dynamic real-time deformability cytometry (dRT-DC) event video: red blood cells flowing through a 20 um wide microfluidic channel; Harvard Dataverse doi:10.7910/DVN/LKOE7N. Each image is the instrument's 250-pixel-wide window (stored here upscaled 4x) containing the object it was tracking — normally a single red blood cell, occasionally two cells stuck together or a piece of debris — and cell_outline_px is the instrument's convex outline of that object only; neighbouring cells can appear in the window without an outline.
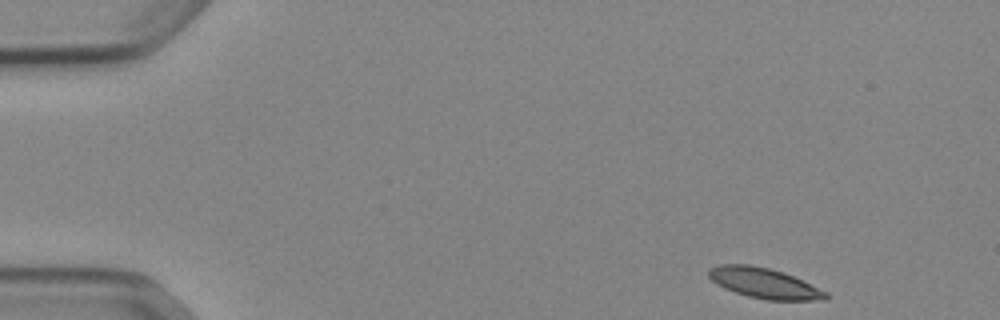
{"species": "Egyptian fruit bat (a non-hibernating species)", "species_latin": "Rousettus aegyptiacus", "temperature_condition": "cold", "stored_images_in_passage": 48, "camera_frame_rate_fps": 3000, "um_per_image_px": 0.085, "animal": {"sex": "female"}, "frame": {"image": 1, "passage_image": 1, "time_ms": 0.0, "image_size_px": [1000, 320], "cell_outline_px": [[832, 296], [828, 300], [768, 300], [748, 296], [724, 288], [716, 284], [708, 276], [708, 268], [720, 264], [748, 264], [768, 268], [784, 272], [828, 292]], "centroid_in_image_um": [64.98, 24.07], "position_along_channel_um": 20.0, "area_um2": 20.81}}
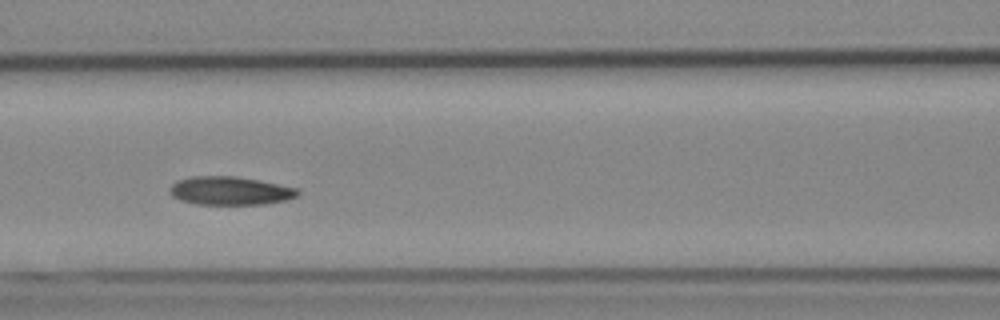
{"frame": {"image": 2, "passage_image": 19, "time_ms": 6.0, "image_size_px": [1000, 320], "cell_outline_px": [[300, 192], [296, 196], [288, 200], [264, 204], [196, 204], [180, 200], [172, 196], [168, 192], [168, 188], [176, 180], [188, 176], [236, 176], [296, 188]], "centroid_in_image_um": [19.48, 16.21], "position_along_channel_um": 147.1, "area_um2": 21.21}}
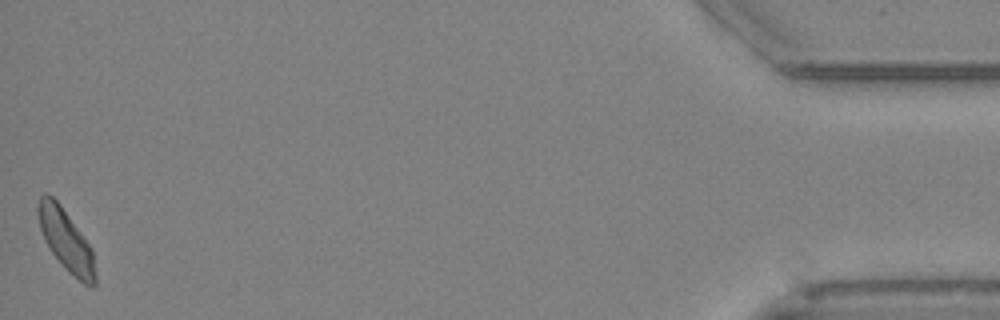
{"frame": {"image": 3, "passage_image": 48, "time_ms": 15.667, "image_size_px": [1000, 320], "cell_outline_px": [[96, 284], [92, 288], [84, 284], [68, 272], [60, 264], [44, 240], [40, 228], [36, 212], [36, 204], [40, 196], [44, 192], [48, 192], [60, 204], [92, 248], [96, 276]], "centroid_in_image_um": [5.59, 20.41], "position_along_channel_um": 429.6, "area_um2": 20.75}, "authors_computed_cell_mechanics": {"area_um2": 21.1548, "velocity_mm_per_s": 3.8353, "shape_relaxation_time_tau1_ms": 4.6269, "shape_relaxation_time_tau2_ms": 8.8673, "deformation_change_tau1": 0.1217, "deformation_change_tau2": 0.1595}}